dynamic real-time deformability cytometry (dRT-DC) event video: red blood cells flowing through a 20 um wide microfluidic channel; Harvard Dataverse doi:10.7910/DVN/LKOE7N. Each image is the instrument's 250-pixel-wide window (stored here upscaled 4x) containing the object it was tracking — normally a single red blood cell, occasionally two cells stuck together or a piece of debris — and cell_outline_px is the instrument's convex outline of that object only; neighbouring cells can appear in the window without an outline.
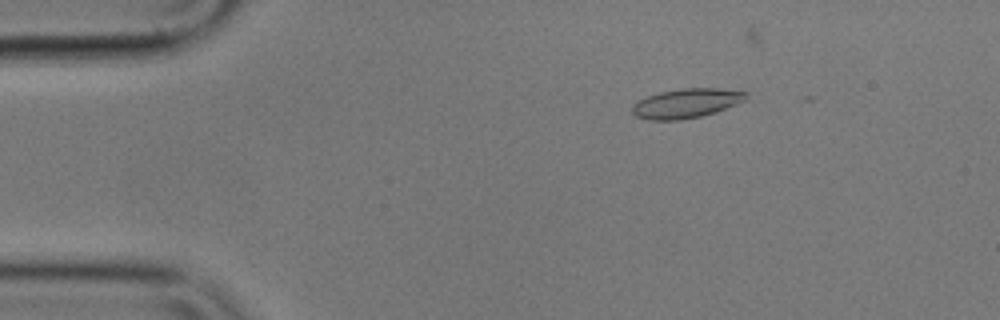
{"species": "common noctule bat (a hibernating species)", "species_latin": "Nyctalus noctula", "temperature_condition": "cold", "stored_images_in_passage": 49, "camera_frame_rate_fps": 3000, "um_per_image_px": 0.085, "animal": {"sex": "male", "body_mass_g": 17.9}, "frame": {"image": 1, "passage_image": 9, "time_ms": 2.667, "image_size_px": [1000, 320], "cell_outline_px": [[748, 100], [716, 112], [700, 116], [680, 120], [648, 120], [636, 116], [632, 112], [632, 104], [648, 96], [660, 92], [684, 88], [716, 88], [748, 92]], "centroid_in_image_um": [58.37, 8.78], "position_along_channel_um": 26.6, "area_um2": 19.54}}
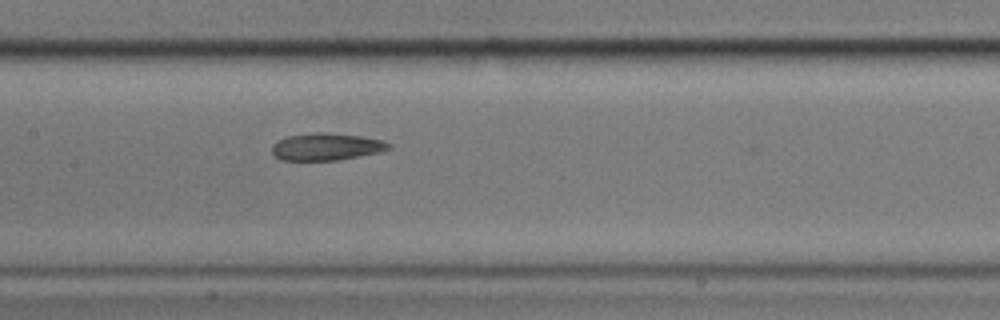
{"frame": {"image": 2, "passage_image": 27, "time_ms": 8.667, "image_size_px": [1000, 320], "cell_outline_px": [[392, 148], [380, 152], [340, 160], [280, 160], [272, 152], [272, 144], [288, 136], [312, 132], [324, 132], [360, 136], [384, 140], [392, 144]], "centroid_in_image_um": [27.78, 12.47], "position_along_channel_um": 179.6, "area_um2": 18.61}}
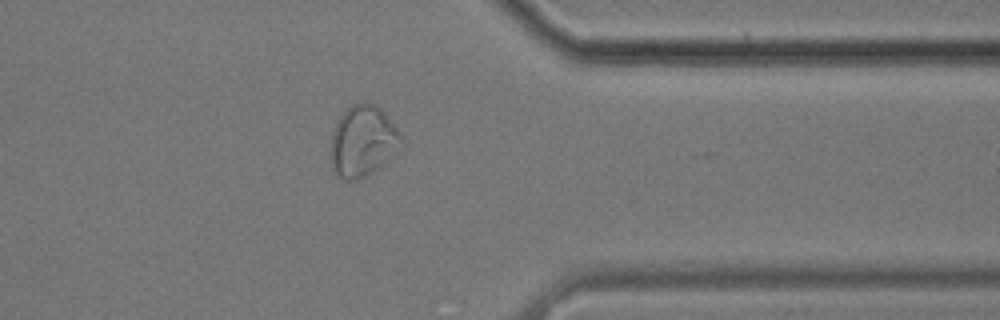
{"frame": {"image": 3, "passage_image": 45, "time_ms": 14.667, "image_size_px": [1000, 320], "cell_outline_px": [[404, 144], [396, 156], [372, 172], [356, 180], [344, 180], [336, 176], [332, 168], [332, 132], [340, 116], [352, 104], [364, 100], [376, 104], [384, 112], [404, 136]], "centroid_in_image_um": [30.91, 11.99], "position_along_channel_um": 380.5, "area_um2": 29.77}, "authors_computed_cell_mechanics": {"area_um2": 19.1896, "velocity_mm_per_s": 3.5162, "shape_relaxation_time_tau1_ms": null, "shape_relaxation_time_tau2_ms": 1.8341, "deformation_change_tau1": null, "deformation_change_tau2": 0.0744}}